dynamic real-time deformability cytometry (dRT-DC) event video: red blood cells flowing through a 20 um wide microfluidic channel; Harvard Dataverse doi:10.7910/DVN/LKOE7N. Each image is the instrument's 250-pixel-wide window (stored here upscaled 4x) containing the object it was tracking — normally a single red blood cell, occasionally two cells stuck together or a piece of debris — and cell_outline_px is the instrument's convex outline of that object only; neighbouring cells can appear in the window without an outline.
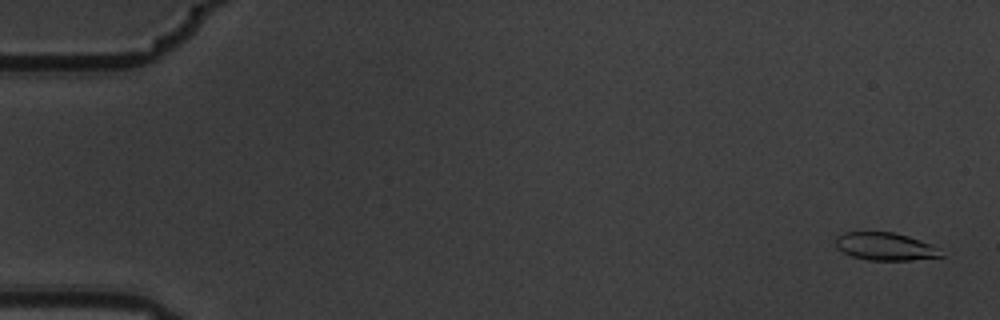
{"species": "common noctule bat (a hibernating species)", "species_latin": "Nyctalus noctula", "temperature_condition": "warm", "stored_images_in_passage": 6, "camera_frame_rate_fps": 3000, "um_per_image_px": 0.085, "animal": {"sex": "male", "body_mass_g": 19.5, "forearm_length_mm": 54.6}, "frame": {"image": 1, "passage_image": 1, "time_ms": 0.0, "image_size_px": [1000, 320], "cell_outline_px": [[944, 256], [912, 260], [868, 260], [852, 256], [836, 248], [836, 236], [844, 232], [896, 232], [932, 244], [940, 248]], "centroid_in_image_um": [75.27, 20.95], "position_along_channel_um": 9.7, "area_um2": 17.17}}
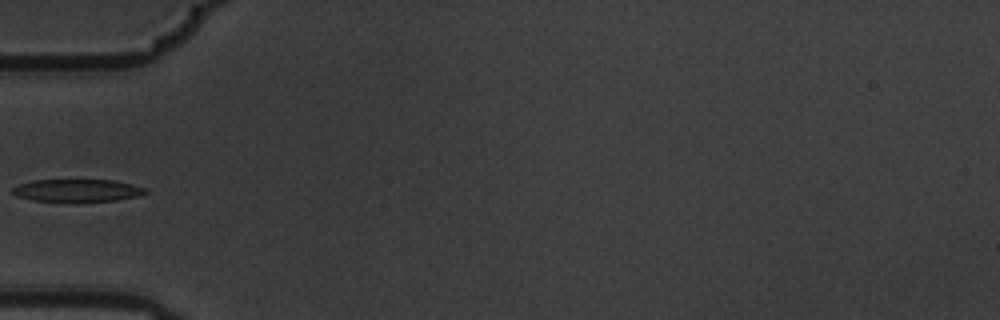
{"frame": {"image": 2, "passage_image": 6, "time_ms": 1.667, "image_size_px": [1000, 320], "cell_outline_px": [[148, 192], [136, 196], [116, 200], [32, 200], [16, 196], [12, 192], [12, 188], [20, 184], [32, 180], [116, 180], [144, 188]], "centroid_in_image_um": [6.53, 16.16], "position_along_channel_um": 78.5, "area_um2": 16.82}}